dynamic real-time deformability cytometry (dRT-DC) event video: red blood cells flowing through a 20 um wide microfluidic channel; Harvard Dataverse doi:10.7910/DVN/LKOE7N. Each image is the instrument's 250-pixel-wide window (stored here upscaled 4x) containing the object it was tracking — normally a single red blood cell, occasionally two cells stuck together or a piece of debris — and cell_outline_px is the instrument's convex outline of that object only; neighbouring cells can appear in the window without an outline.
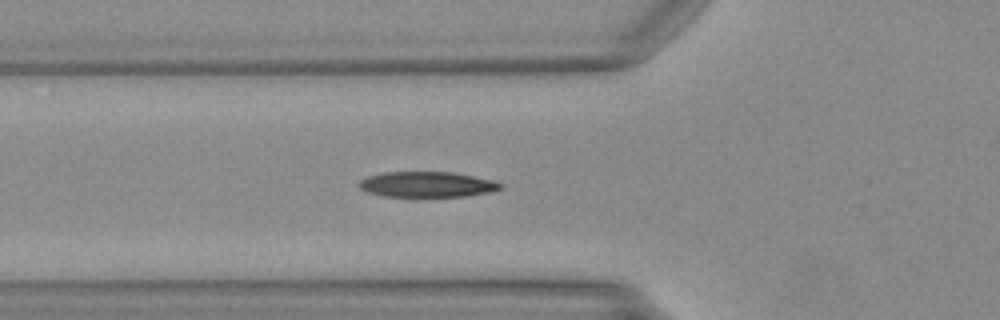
{"species": "Egyptian fruit bat (a non-hibernating species)", "species_latin": "Rousettus aegyptiacus", "temperature_condition": "warm", "stored_images_in_passage": 30, "camera_frame_rate_fps": 3000, "um_per_image_px": 0.085, "animal": {"sex": "female"}, "frame": {"image": 1, "passage_image": 3, "time_ms": 0.667, "image_size_px": [1000, 320], "cell_outline_px": [[500, 188], [488, 192], [468, 196], [384, 196], [368, 192], [360, 188], [360, 180], [368, 176], [384, 172], [452, 172], [492, 180], [500, 184]], "centroid_in_image_um": [36.26, 15.67], "position_along_channel_um": 89.5, "area_um2": 20.58}}
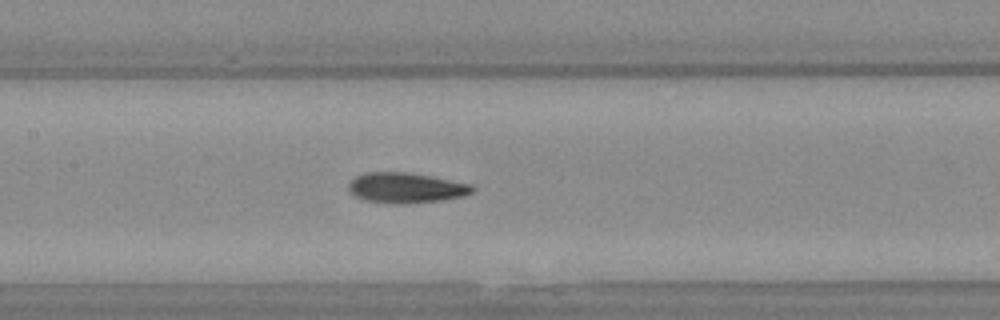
{"frame": {"image": 2, "passage_image": 9, "time_ms": 2.667, "image_size_px": [1000, 320], "cell_outline_px": [[476, 188], [472, 192], [464, 196], [444, 200], [404, 204], [388, 204], [364, 200], [352, 196], [348, 188], [348, 184], [356, 176], [368, 172], [408, 172], [468, 184]], "centroid_in_image_um": [34.45, 15.99], "position_along_channel_um": 173.0, "area_um2": 21.91}}
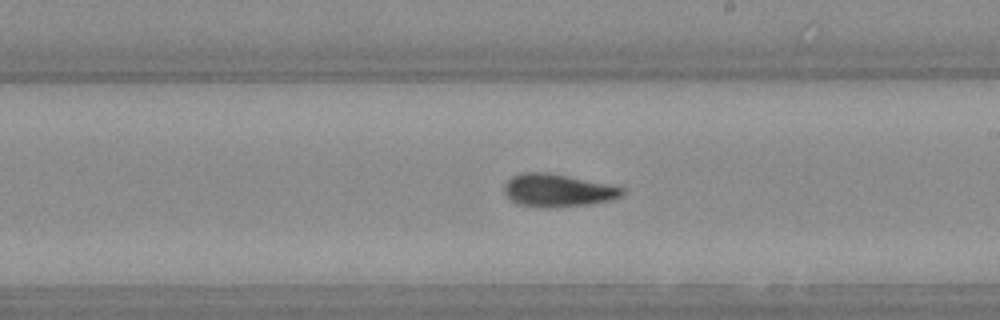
{"frame": {"image": 3, "passage_image": 14, "time_ms": 4.333, "image_size_px": [1000, 320], "cell_outline_px": [[624, 196], [608, 200], [588, 204], [520, 204], [512, 200], [504, 192], [504, 184], [512, 176], [520, 172], [544, 172], [624, 188]], "centroid_in_image_um": [47.38, 16.13], "position_along_channel_um": 241.6, "area_um2": 20.98}}